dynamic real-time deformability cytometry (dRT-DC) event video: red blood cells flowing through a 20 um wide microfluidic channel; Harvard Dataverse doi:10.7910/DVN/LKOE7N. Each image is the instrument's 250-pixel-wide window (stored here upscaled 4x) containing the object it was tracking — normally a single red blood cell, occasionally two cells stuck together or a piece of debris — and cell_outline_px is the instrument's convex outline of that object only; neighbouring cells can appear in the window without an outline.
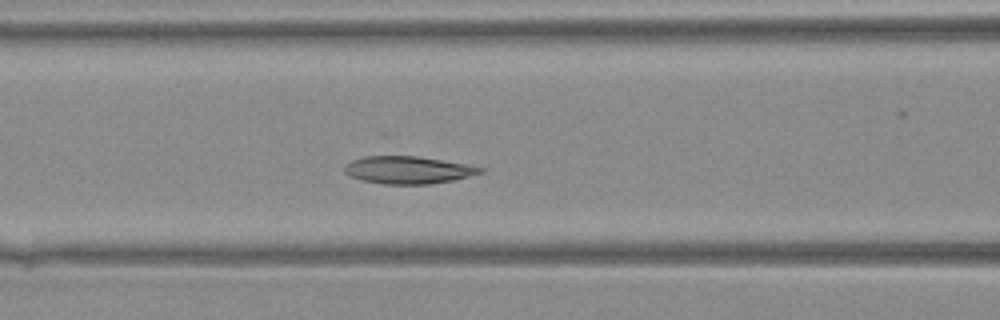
{"species": "Egyptian fruit bat (a non-hibernating species)", "species_latin": "Rousettus aegyptiacus", "temperature_condition": "warm", "stored_images_in_passage": 37, "camera_frame_rate_fps": 3000, "um_per_image_px": 0.085, "animal": {"sex": "female"}, "frame": {"image": 1, "passage_image": 12, "time_ms": 3.667, "image_size_px": [1000, 320], "cell_outline_px": [[484, 172], [456, 180], [428, 184], [384, 184], [360, 180], [348, 176], [344, 172], [344, 164], [352, 160], [364, 156], [416, 156], [464, 164], [484, 168]], "centroid_in_image_um": [34.64, 14.45], "position_along_channel_um": 132.0, "area_um2": 21.79}}
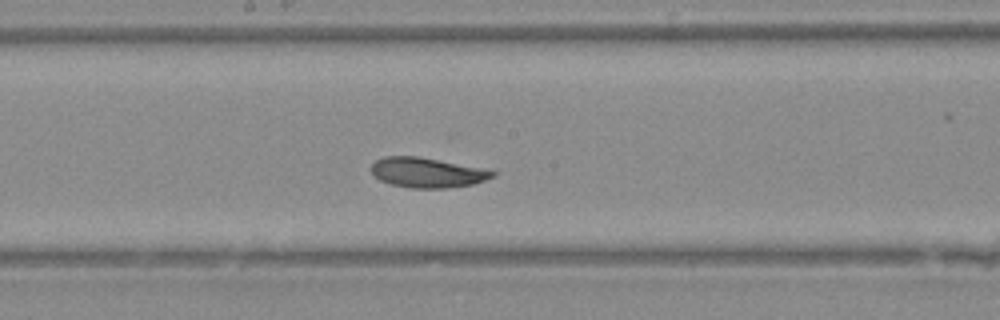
{"frame": {"image": 2, "passage_image": 17, "time_ms": 5.333, "image_size_px": [1000, 320], "cell_outline_px": [[496, 176], [472, 184], [444, 188], [408, 188], [392, 184], [380, 180], [372, 176], [372, 164], [376, 160], [384, 156], [420, 156], [492, 168], [496, 172]], "centroid_in_image_um": [36.38, 14.65], "position_along_channel_um": 211.8, "area_um2": 21.73}}
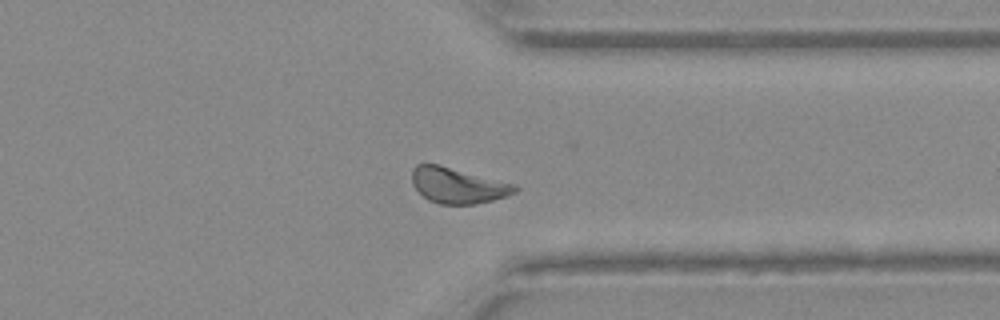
{"frame": {"image": 3, "passage_image": 27, "time_ms": 8.667, "image_size_px": [1000, 320], "cell_outline_px": [[520, 188], [516, 192], [508, 196], [476, 204], [440, 204], [428, 200], [412, 184], [412, 168], [416, 164], [436, 164], [516, 184]], "centroid_in_image_um": [38.93, 15.77], "position_along_channel_um": 372.5, "area_um2": 21.27}}